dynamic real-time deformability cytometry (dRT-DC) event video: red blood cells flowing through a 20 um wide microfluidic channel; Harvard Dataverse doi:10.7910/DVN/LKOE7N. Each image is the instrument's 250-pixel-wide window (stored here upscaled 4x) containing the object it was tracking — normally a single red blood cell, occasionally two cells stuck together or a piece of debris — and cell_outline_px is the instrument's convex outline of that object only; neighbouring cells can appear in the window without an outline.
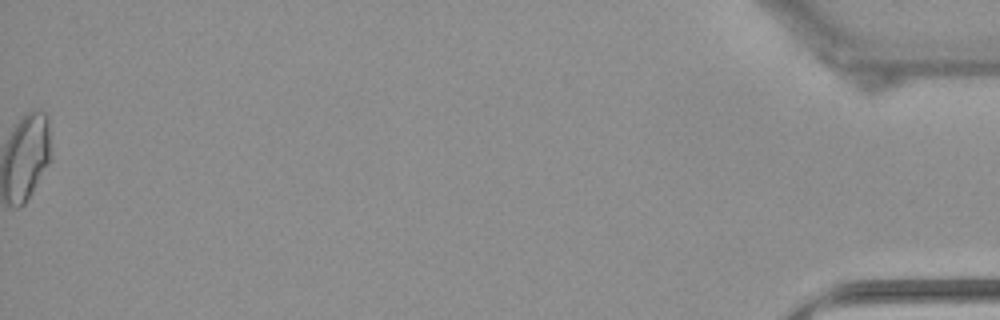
{"species": "common noctule bat (a hibernating species)", "species_latin": "Nyctalus noctula", "temperature_condition": "warm", "stored_images_in_passage": 38, "segment_of_instrument_passage": [2, 2], "camera_frame_rate_fps": 3000, "um_per_image_px": 0.085, "animal": {"sex": "female", "body_mass_g": 22.7, "forearm_length_mm": 54.2}, "frame": {"image": 1, "passage_image": 38, "time_ms": 12.333, "image_size_px": [1000, 320], "cell_outline_px": [[904, 80], [900, 84], [888, 92], [872, 100], [856, 92], [824, 68], [816, 60], [816, 56], [820, 52], [828, 52], [892, 72], [900, 76]], "centroid_in_image_um": [73.08, 6.39], "position_along_channel_um": 362.1, "area_um2": 14.62}}